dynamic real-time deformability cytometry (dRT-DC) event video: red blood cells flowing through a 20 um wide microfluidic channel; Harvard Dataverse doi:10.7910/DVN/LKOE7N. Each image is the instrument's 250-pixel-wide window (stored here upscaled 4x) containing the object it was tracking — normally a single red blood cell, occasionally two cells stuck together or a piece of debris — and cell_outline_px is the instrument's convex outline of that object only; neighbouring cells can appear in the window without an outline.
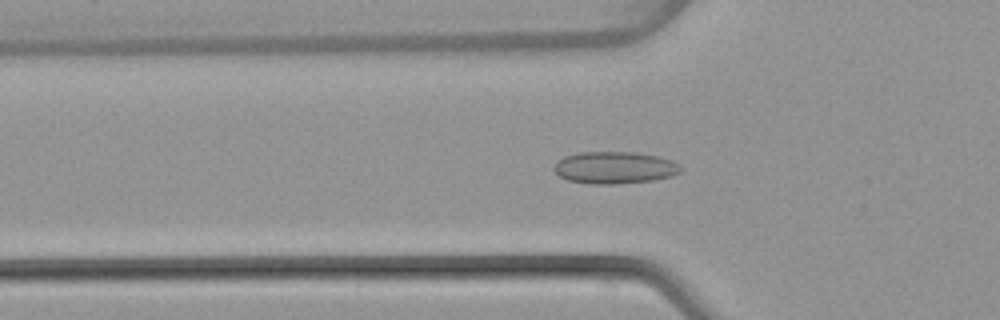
{"species": "common noctule bat (a hibernating species)", "species_latin": "Nyctalus noctula", "temperature_condition": "warm", "stored_images_in_passage": 50, "camera_frame_rate_fps": 3000, "um_per_image_px": 0.085, "animal": {"sex": "female", "body_mass_g": 22.7, "forearm_length_mm": 54.2}, "frame": {"image": 1, "passage_image": 17, "time_ms": 5.333, "image_size_px": [1000, 320], "cell_outline_px": [[684, 168], [680, 172], [672, 176], [652, 180], [616, 184], [588, 184], [568, 180], [560, 176], [552, 168], [564, 156], [580, 152], [636, 152], [656, 156], [672, 160]], "centroid_in_image_um": [52.26, 14.25], "position_along_channel_um": 73.5, "area_um2": 23.7}}
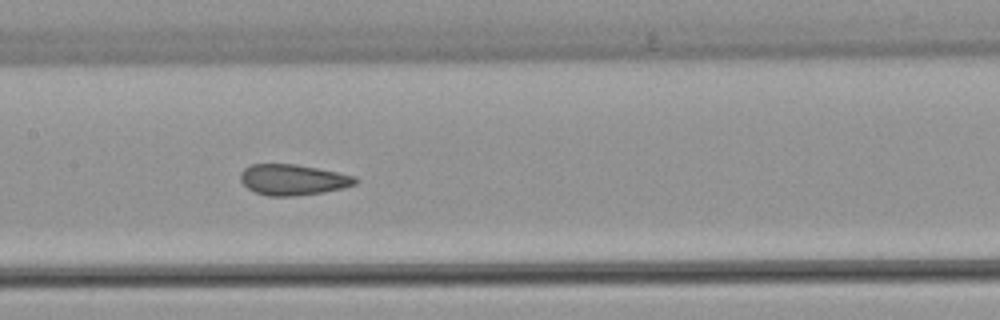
{"frame": {"image": 2, "passage_image": 25, "time_ms": 8.0, "image_size_px": [1000, 320], "cell_outline_px": [[360, 180], [356, 184], [324, 192], [296, 196], [268, 196], [256, 192], [248, 188], [240, 180], [240, 172], [244, 168], [252, 164], [296, 164], [356, 176]], "centroid_in_image_um": [24.9, 15.27], "position_along_channel_um": 182.5, "area_um2": 20.58}}
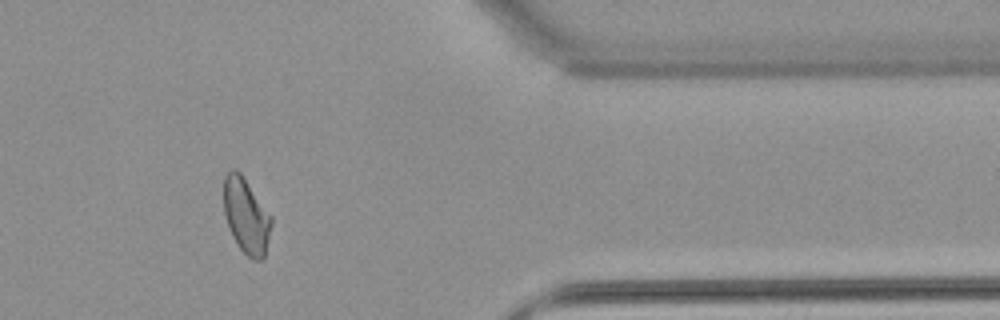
{"frame": {"image": 3, "passage_image": 42, "time_ms": 13.667, "image_size_px": [1000, 320], "cell_outline_px": [[272, 224], [264, 256], [260, 260], [252, 260], [240, 248], [232, 236], [224, 212], [224, 176], [232, 168], [236, 168], [240, 172], [272, 216]], "centroid_in_image_um": [20.93, 18.33], "position_along_channel_um": 390.5, "area_um2": 20.75}, "authors_computed_cell_mechanics": {"area_um2": 21.3282, "velocity_mm_per_s": 4.0571, "shape_relaxation_time_tau1_ms": null, "shape_relaxation_time_tau2_ms": 1.086, "deformation_change_tau1": null, "deformation_change_tau2": 0.067}}